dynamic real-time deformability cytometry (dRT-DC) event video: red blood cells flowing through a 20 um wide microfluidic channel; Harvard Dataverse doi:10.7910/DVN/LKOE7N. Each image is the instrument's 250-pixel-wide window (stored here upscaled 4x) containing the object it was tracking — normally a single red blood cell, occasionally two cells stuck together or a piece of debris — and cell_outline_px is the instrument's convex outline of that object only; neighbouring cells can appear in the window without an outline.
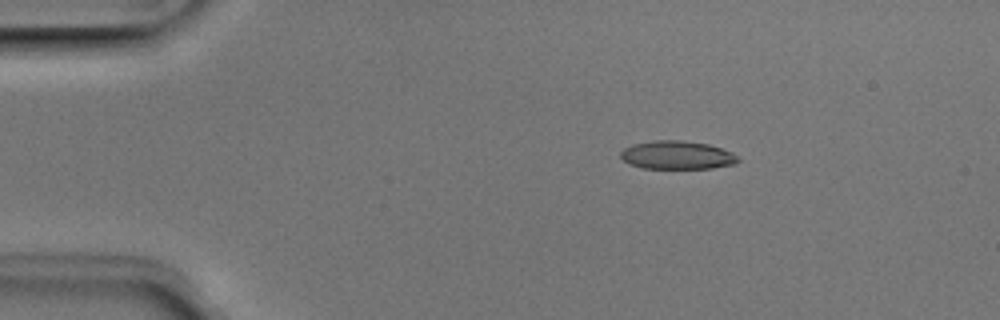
{"species": "Egyptian fruit bat (a non-hibernating species)", "species_latin": "Rousettus aegyptiacus", "temperature_condition": "room temperature", "stored_images_in_passage": 4, "camera_frame_rate_fps": 3000, "um_per_image_px": 0.085, "animal": {"sex": "male"}, "frame": {"image": 1, "passage_image": 1, "time_ms": 0.0, "image_size_px": [1000, 320], "cell_outline_px": [[740, 160], [736, 164], [712, 168], [644, 168], [628, 164], [620, 156], [620, 152], [624, 148], [632, 144], [652, 140], [680, 140], [708, 144], [732, 152]], "centroid_in_image_um": [57.53, 13.18], "position_along_channel_um": 27.5, "area_um2": 19.42}}